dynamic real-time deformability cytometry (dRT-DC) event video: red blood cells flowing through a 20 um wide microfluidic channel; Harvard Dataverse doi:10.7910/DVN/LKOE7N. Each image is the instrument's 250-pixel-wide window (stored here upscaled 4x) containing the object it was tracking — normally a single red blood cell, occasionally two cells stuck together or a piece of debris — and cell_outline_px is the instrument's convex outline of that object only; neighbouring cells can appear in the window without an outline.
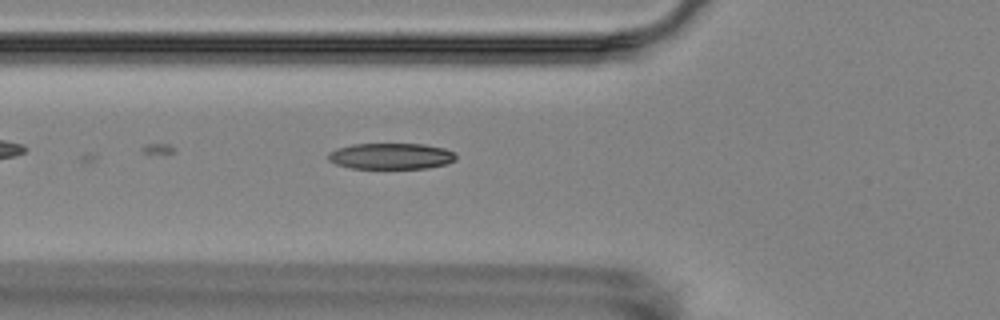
{"species": "Egyptian fruit bat (a non-hibernating species)", "species_latin": "Rousettus aegyptiacus", "temperature_condition": "room temperature", "stored_images_in_passage": 5, "camera_frame_rate_fps": 3000, "um_per_image_px": 0.085, "animal": {"sex": "female"}, "frame": {"image": 1, "passage_image": 5, "time_ms": 5.667, "image_size_px": [1000, 320], "cell_outline_px": [[456, 160], [448, 164], [428, 168], [352, 168], [336, 164], [328, 160], [328, 152], [336, 148], [352, 144], [424, 144], [444, 148], [456, 152]], "centroid_in_image_um": [33.26, 13.27], "position_along_channel_um": 92.5, "area_um2": 19.59}}